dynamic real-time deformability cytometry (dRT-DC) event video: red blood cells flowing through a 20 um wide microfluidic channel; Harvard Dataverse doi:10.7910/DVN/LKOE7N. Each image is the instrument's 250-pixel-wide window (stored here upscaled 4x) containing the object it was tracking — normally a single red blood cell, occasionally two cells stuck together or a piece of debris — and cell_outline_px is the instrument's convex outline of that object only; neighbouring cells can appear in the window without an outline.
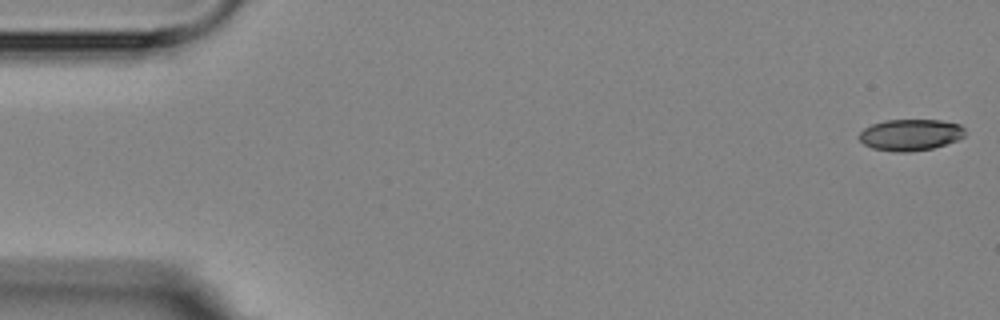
{"species": "Egyptian fruit bat (a non-hibernating species)", "species_latin": "Rousettus aegyptiacus", "temperature_condition": "room temperature", "stored_images_in_passage": 6, "camera_frame_rate_fps": 3000, "um_per_image_px": 0.085, "animal": {"sex": "female"}, "frame": {"image": 1, "passage_image": 1, "time_ms": 0.0, "image_size_px": [1000, 320], "cell_outline_px": [[964, 136], [956, 140], [932, 148], [908, 152], [896, 152], [872, 148], [864, 144], [860, 140], [860, 132], [864, 128], [872, 124], [884, 120], [940, 120], [960, 124], [964, 128]], "centroid_in_image_um": [77.37, 11.45], "position_along_channel_um": 7.6, "area_um2": 19.25}}
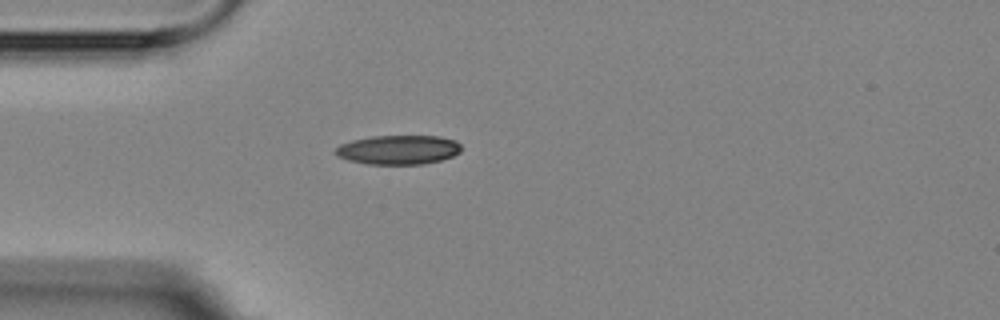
{"frame": {"image": 2, "passage_image": 5, "time_ms": 4.667, "image_size_px": [1000, 320], "cell_outline_px": [[460, 152], [452, 156], [440, 160], [424, 164], [368, 164], [348, 160], [336, 156], [332, 152], [340, 144], [352, 140], [372, 136], [440, 136], [456, 140], [460, 144]], "centroid_in_image_um": [33.83, 12.73], "position_along_channel_um": 51.2, "area_um2": 21.56}}